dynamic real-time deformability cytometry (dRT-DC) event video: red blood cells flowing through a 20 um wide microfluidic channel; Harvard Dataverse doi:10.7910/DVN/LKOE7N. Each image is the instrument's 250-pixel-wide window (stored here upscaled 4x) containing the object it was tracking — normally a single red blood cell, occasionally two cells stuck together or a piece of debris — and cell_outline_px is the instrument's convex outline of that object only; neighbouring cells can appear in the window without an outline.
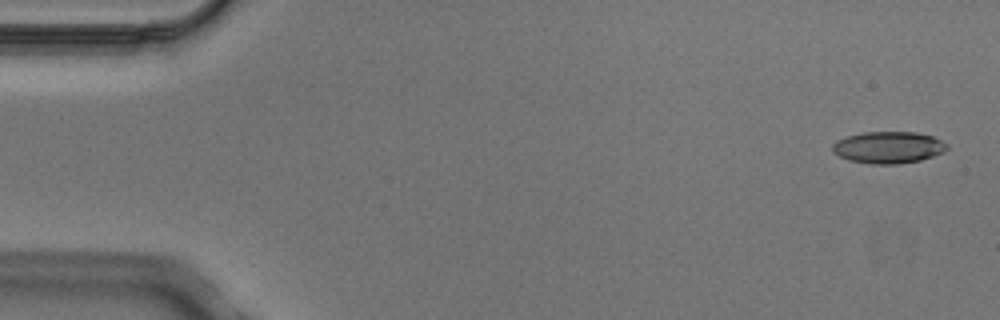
{"species": "Egyptian fruit bat (a non-hibernating species)", "species_latin": "Rousettus aegyptiacus", "temperature_condition": "cold", "stored_images_in_passage": 4, "camera_frame_rate_fps": 3000, "um_per_image_px": 0.085, "animal": {"sex": "male"}, "frame": {"image": 1, "passage_image": 1, "time_ms": 0.0, "image_size_px": [1000, 320], "cell_outline_px": [[948, 148], [944, 152], [920, 160], [896, 164], [872, 164], [848, 160], [832, 152], [832, 144], [836, 140], [848, 136], [864, 132], [916, 132], [932, 136], [948, 144]], "centroid_in_image_um": [75.5, 12.53], "position_along_channel_um": 9.5, "area_um2": 21.21}}
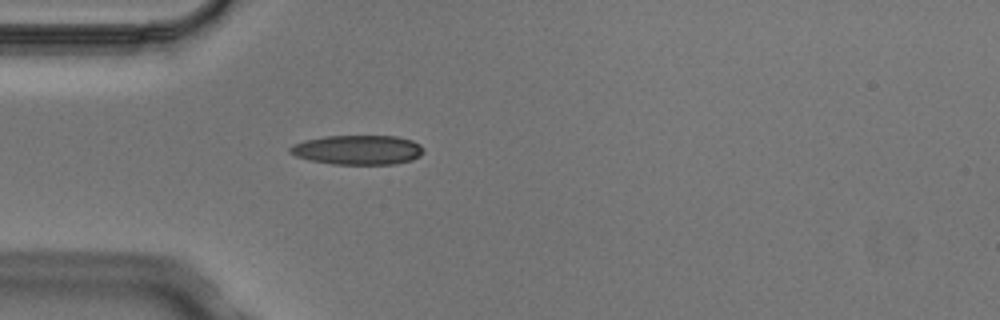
{"frame": {"image": 2, "passage_image": 4, "time_ms": 1.0, "image_size_px": [1000, 320], "cell_outline_px": [[424, 152], [420, 156], [412, 160], [392, 164], [332, 164], [308, 160], [296, 156], [288, 152], [288, 148], [292, 144], [304, 140], [324, 136], [396, 136], [412, 140], [420, 144], [424, 148]], "centroid_in_image_um": [30.39, 12.74], "position_along_channel_um": 54.6, "area_um2": 23.18}}